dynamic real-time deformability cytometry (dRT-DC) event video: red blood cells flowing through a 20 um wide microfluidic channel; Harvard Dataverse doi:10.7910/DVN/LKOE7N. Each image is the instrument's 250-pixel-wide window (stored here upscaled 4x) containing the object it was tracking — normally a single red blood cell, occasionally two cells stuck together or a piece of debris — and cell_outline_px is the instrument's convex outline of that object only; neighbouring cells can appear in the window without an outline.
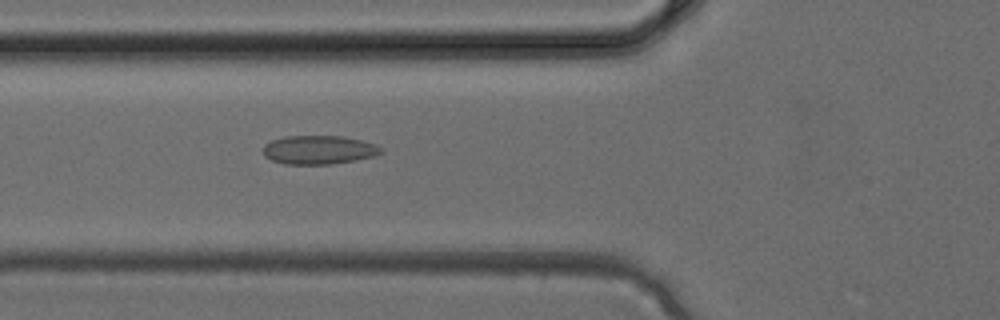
{"species": "common noctule bat (a hibernating species)", "species_latin": "Nyctalus noctula", "temperature_condition": "cold", "stored_images_in_passage": 3, "camera_frame_rate_fps": 3000, "um_per_image_px": 0.085, "animal": {"sex": "female", "body_mass_g": 24.6, "forearm_length_mm": 56.2}, "frame": {"image": 1, "passage_image": 3, "time_ms": 0.667, "image_size_px": [1000, 320], "cell_outline_px": [[384, 152], [376, 156], [356, 160], [332, 164], [284, 164], [272, 160], [264, 156], [264, 144], [272, 140], [284, 136], [344, 136], [376, 144], [384, 148]], "centroid_in_image_um": [27.14, 12.74], "position_along_channel_um": 98.7, "area_um2": 19.94}}